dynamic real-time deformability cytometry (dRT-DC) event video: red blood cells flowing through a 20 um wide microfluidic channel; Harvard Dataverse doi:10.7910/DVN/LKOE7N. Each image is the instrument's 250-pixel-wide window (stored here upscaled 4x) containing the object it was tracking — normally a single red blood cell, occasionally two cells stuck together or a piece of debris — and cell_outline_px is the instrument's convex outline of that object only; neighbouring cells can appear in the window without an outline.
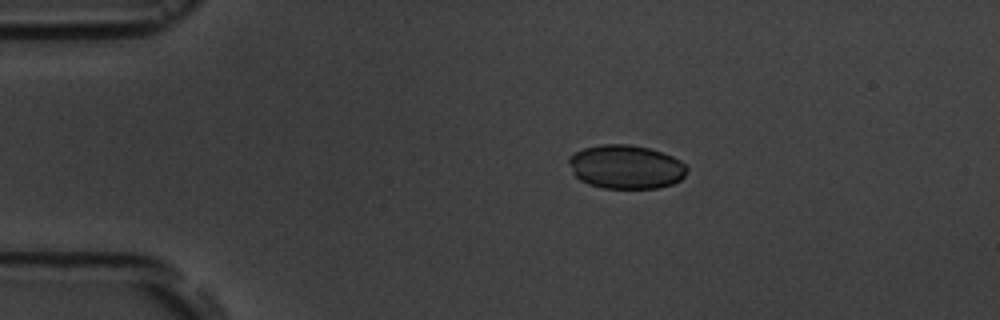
{"species": "common noctule bat (a hibernating species)", "species_latin": "Nyctalus noctula", "temperature_condition": "room temperature", "stored_images_in_passage": 3, "camera_frame_rate_fps": 3000, "um_per_image_px": 0.085, "animal": {"sex": "male", "body_mass_g": 19.5, "forearm_length_mm": 54.6}, "frame": {"image": 1, "passage_image": 2, "time_ms": 1.333, "image_size_px": [1000, 320], "cell_outline_px": [[688, 168], [684, 176], [680, 180], [672, 184], [656, 188], [604, 188], [588, 184], [580, 180], [572, 172], [568, 160], [568, 156], [584, 148], [600, 144], [628, 144], [648, 148], [672, 156], [680, 160]], "centroid_in_image_um": [53.19, 14.18], "position_along_channel_um": 31.8, "area_um2": 30.11}}